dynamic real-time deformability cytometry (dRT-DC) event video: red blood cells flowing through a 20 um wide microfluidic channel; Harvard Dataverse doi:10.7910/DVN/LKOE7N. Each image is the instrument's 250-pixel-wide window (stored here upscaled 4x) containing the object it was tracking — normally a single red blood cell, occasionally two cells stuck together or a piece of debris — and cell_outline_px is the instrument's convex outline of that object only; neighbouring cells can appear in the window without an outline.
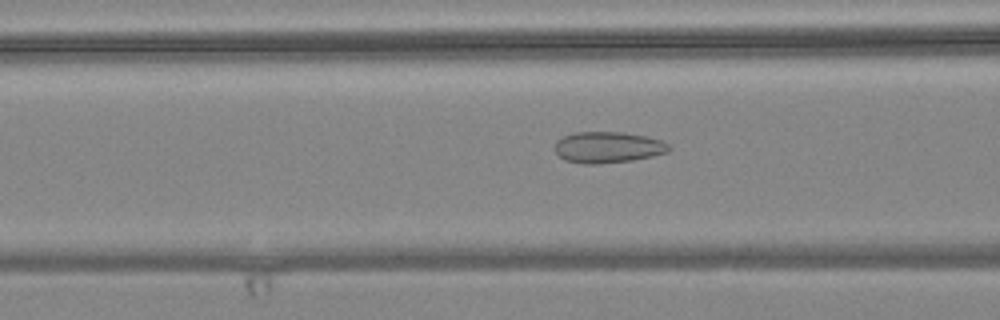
{"species": "common noctule bat (a hibernating species)", "species_latin": "Nyctalus noctula", "temperature_condition": "warm", "stored_images_in_passage": 48, "camera_frame_rate_fps": 3000, "um_per_image_px": 0.085, "animal": {"sex": "female", "body_mass_g": 24.6, "forearm_length_mm": 56.2}, "frame": {"image": 1, "passage_image": 14, "time_ms": 4.333, "image_size_px": [1000, 320], "cell_outline_px": [[672, 148], [668, 152], [652, 156], [632, 160], [596, 164], [584, 164], [564, 160], [556, 152], [556, 140], [564, 136], [576, 132], [624, 132], [648, 136], [660, 140], [668, 144]], "centroid_in_image_um": [51.69, 12.51], "position_along_channel_um": 114.9, "area_um2": 20.75}}
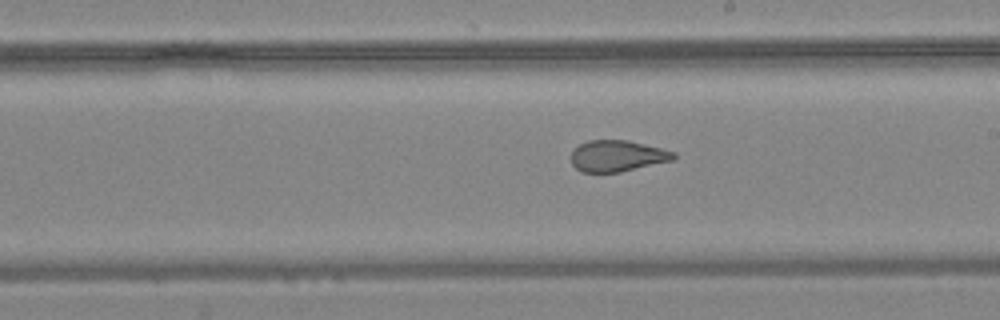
{"frame": {"image": 2, "passage_image": 24, "time_ms": 7.667, "image_size_px": [1000, 320], "cell_outline_px": [[676, 156], [672, 160], [620, 172], [580, 172], [572, 164], [572, 148], [588, 140], [628, 140], [676, 152]], "centroid_in_image_um": [52.44, 13.25], "position_along_channel_um": 236.6, "area_um2": 18.61}}
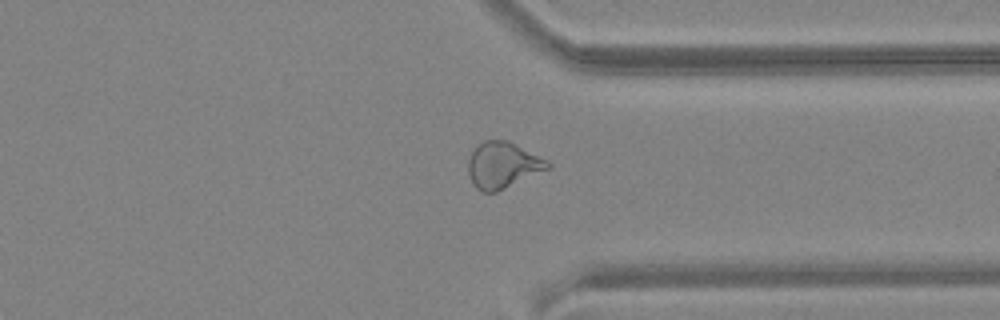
{"frame": {"image": 3, "passage_image": 35, "time_ms": 11.333, "image_size_px": [1000, 320], "cell_outline_px": [[552, 164], [548, 168], [496, 192], [484, 192], [476, 188], [468, 172], [468, 160], [472, 152], [484, 140], [508, 140], [548, 160]], "centroid_in_image_um": [42.73, 14.02], "position_along_channel_um": 368.7, "area_um2": 20.98}, "authors_computed_cell_mechanics": {"area_um2": 21.097, "velocity_mm_per_s": 3.6525, "shape_relaxation_time_tau1_ms": null, "shape_relaxation_time_tau2_ms": 0.9854, "deformation_change_tau1": null, "deformation_change_tau2": 0.0626}}